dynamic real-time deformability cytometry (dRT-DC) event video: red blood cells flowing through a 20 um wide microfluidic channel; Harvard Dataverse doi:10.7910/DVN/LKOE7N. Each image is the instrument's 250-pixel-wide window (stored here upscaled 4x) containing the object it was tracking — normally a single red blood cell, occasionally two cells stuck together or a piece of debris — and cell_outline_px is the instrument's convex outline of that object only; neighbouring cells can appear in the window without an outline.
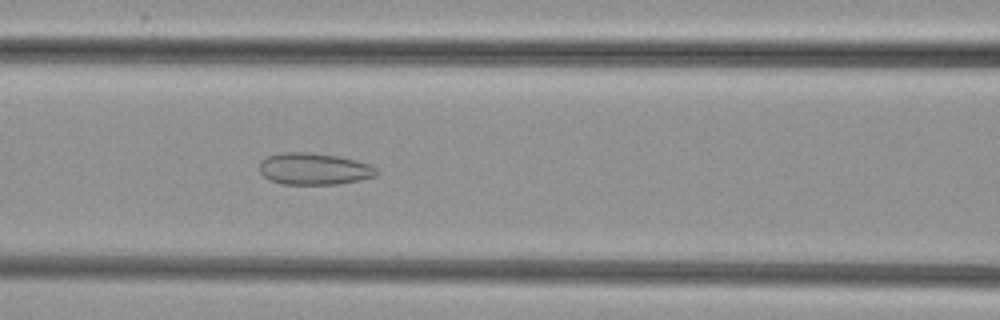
{"species": "common noctule bat (a hibernating species)", "species_latin": "Nyctalus noctula", "temperature_condition": "cold", "stored_images_in_passage": 53, "camera_frame_rate_fps": 3000, "um_per_image_px": 0.085, "animal": {"sex": "female", "body_mass_g": 29.2, "forearm_length_mm": 56.3}, "frame": {"image": 1, "passage_image": 24, "time_ms": 7.667, "image_size_px": [1000, 320], "cell_outline_px": [[376, 176], [360, 180], [336, 184], [280, 184], [264, 176], [260, 172], [260, 160], [268, 156], [280, 152], [308, 152], [340, 156], [356, 160], [368, 164], [376, 168]], "centroid_in_image_um": [26.68, 14.34], "position_along_channel_um": 139.9, "area_um2": 21.68}}
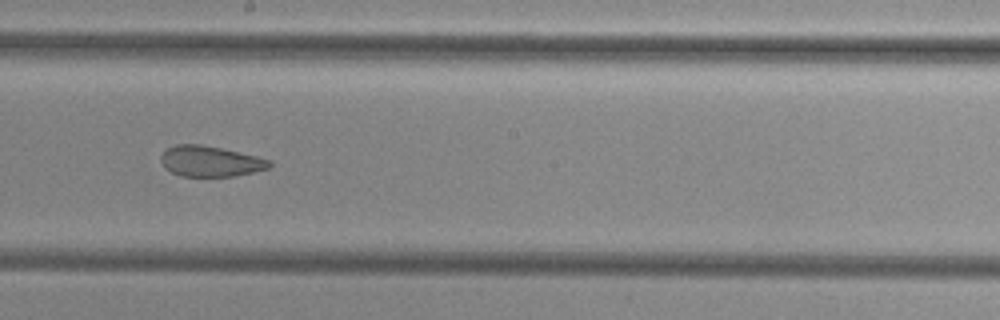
{"frame": {"image": 2, "passage_image": 31, "time_ms": 10.0, "image_size_px": [1000, 320], "cell_outline_px": [[272, 164], [268, 168], [252, 172], [232, 176], [180, 176], [164, 168], [160, 160], [160, 156], [168, 148], [176, 144], [200, 144], [220, 148], [256, 156], [272, 160]], "centroid_in_image_um": [17.85, 13.71], "position_along_channel_um": 230.3, "area_um2": 19.25}}
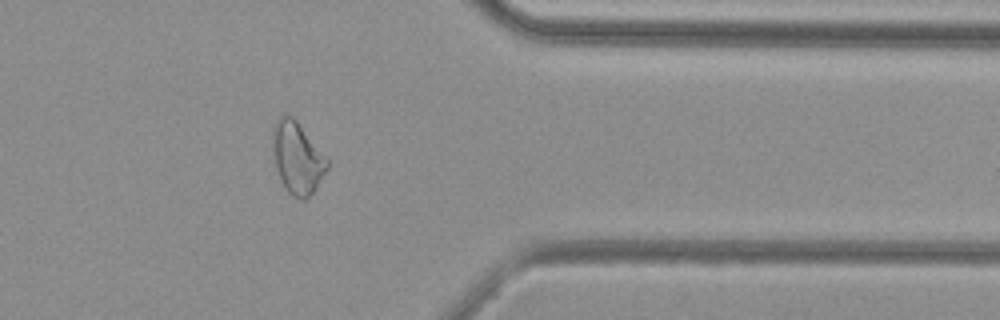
{"frame": {"image": 3, "passage_image": 44, "time_ms": 14.333, "image_size_px": [1000, 320], "cell_outline_px": [[328, 168], [316, 188], [304, 200], [300, 200], [292, 196], [284, 188], [280, 180], [276, 168], [272, 148], [272, 128], [276, 120], [280, 116], [292, 116], [296, 120], [328, 160]], "centroid_in_image_um": [25.24, 13.44], "position_along_channel_um": 386.2, "area_um2": 22.66}}